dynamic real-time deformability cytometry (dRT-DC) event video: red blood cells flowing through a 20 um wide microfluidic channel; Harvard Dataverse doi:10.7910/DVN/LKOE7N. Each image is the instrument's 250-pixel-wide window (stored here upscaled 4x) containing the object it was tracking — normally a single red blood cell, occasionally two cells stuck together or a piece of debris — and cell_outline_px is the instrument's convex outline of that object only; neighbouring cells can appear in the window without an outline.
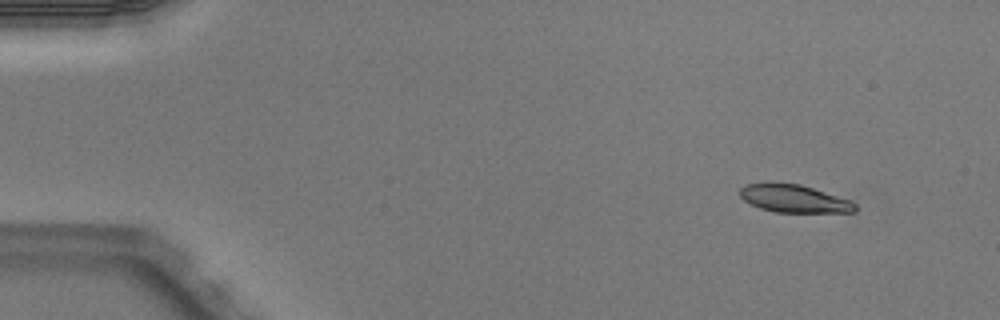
{"species": "Egyptian fruit bat (a non-hibernating species)", "species_latin": "Rousettus aegyptiacus", "temperature_condition": "warm", "stored_images_in_passage": 4, "camera_frame_rate_fps": 3000, "um_per_image_px": 0.085, "animal": {"sex": "male"}, "frame": {"image": 1, "passage_image": 1, "time_ms": 0.0, "image_size_px": [1000, 320], "cell_outline_px": [[856, 212], [776, 212], [760, 208], [744, 200], [740, 196], [740, 188], [744, 184], [800, 184], [852, 200], [856, 204]], "centroid_in_image_um": [67.54, 16.9], "position_along_channel_um": 17.5, "area_um2": 18.32}}